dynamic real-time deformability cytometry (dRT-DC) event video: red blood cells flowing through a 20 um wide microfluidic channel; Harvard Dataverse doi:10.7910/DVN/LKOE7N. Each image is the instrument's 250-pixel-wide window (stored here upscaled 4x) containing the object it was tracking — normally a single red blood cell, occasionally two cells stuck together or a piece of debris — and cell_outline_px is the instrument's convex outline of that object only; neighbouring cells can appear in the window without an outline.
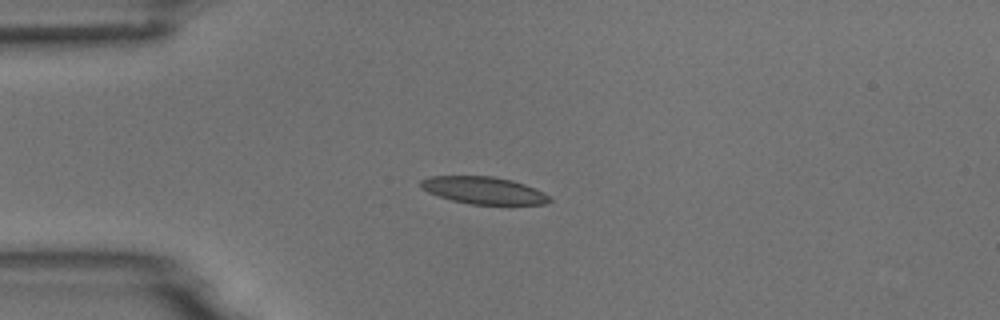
{"species": "common noctule bat (a hibernating species)", "species_latin": "Nyctalus noctula", "temperature_condition": "room temperature", "stored_images_in_passage": 42, "camera_frame_rate_fps": 3000, "um_per_image_px": 0.085, "animal": {"sex": "male", "body_mass_g": 18.8}, "frame": {"image": 1, "passage_image": 1, "time_ms": 0.0, "image_size_px": [1000, 320], "cell_outline_px": [[552, 200], [544, 204], [468, 204], [452, 200], [428, 192], [420, 188], [420, 180], [428, 176], [492, 176], [512, 180], [524, 184], [544, 192]], "centroid_in_image_um": [41.08, 16.17], "position_along_channel_um": 43.9, "area_um2": 20.35}}
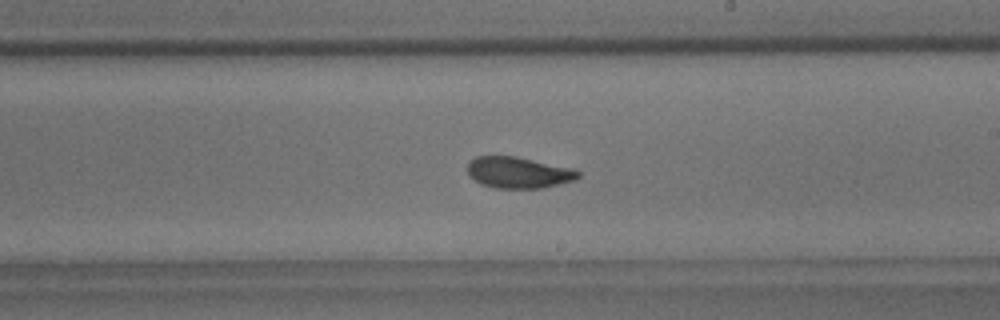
{"frame": {"image": 2, "passage_image": 19, "time_ms": 6.0, "image_size_px": [1000, 320], "cell_outline_px": [[580, 176], [576, 180], [544, 188], [496, 188], [480, 184], [468, 172], [468, 164], [476, 156], [516, 156], [576, 168], [580, 172]], "centroid_in_image_um": [44.15, 14.66], "position_along_channel_um": 244.8, "area_um2": 20.35}}
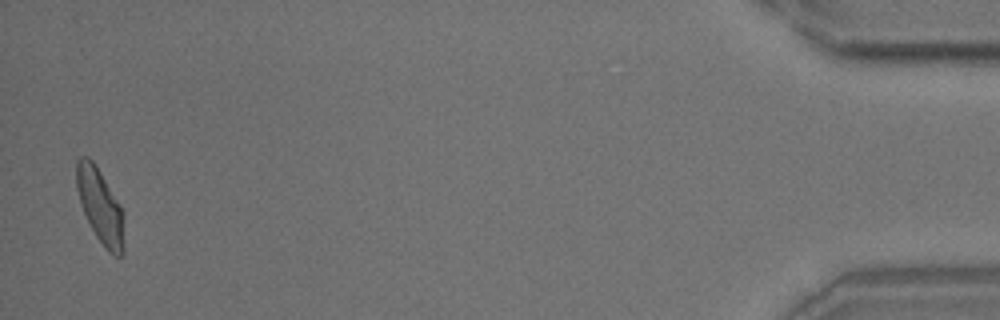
{"frame": {"image": 3, "passage_image": 41, "time_ms": 13.333, "image_size_px": [1000, 320], "cell_outline_px": [[124, 252], [120, 256], [112, 256], [104, 248], [96, 236], [80, 204], [76, 188], [76, 160], [80, 156], [88, 156], [92, 160], [100, 172], [120, 204], [124, 212]], "centroid_in_image_um": [8.53, 17.54], "position_along_channel_um": 426.7, "area_um2": 20.87}, "authors_computed_cell_mechanics": {"area_um2": 20.5479, "velocity_mm_per_s": 3.692, "shape_relaxation_time_tau1_ms": 3.3697, "shape_relaxation_time_tau2_ms": 1.0421, "deformation_change_tau1": 0.1386, "deformation_change_tau2": 0.0737}}